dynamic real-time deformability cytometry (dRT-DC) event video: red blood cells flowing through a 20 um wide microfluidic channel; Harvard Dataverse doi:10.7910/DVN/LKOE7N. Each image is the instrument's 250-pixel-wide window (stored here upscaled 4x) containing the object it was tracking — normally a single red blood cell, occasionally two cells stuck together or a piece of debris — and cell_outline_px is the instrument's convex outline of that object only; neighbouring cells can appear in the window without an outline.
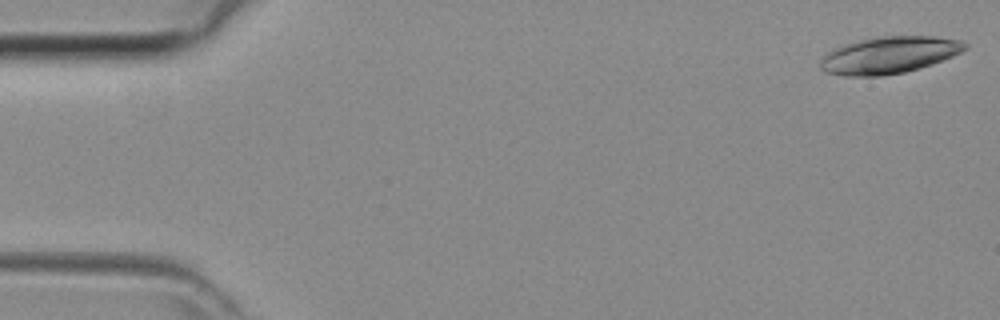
{"species": "common noctule bat (a hibernating species)", "species_latin": "Nyctalus noctula", "temperature_condition": "room temperature", "stored_images_in_passage": 43, "segment_of_instrument_passage": [1, 2], "camera_frame_rate_fps": 3000, "um_per_image_px": 0.085, "animal": {"sex": "female", "body_mass_g": 29.2, "forearm_length_mm": 56.3}, "frame": {"image": 1, "passage_image": 1, "time_ms": 0.0, "image_size_px": [1000, 320], "cell_outline_px": [[968, 48], [952, 56], [932, 64], [920, 68], [904, 72], [880, 76], [844, 76], [824, 72], [820, 68], [820, 60], [832, 48], [844, 44], [860, 40], [880, 36], [932, 36], [960, 40], [968, 44]], "centroid_in_image_um": [75.55, 4.68], "position_along_channel_um": 9.5, "area_um2": 31.15}}
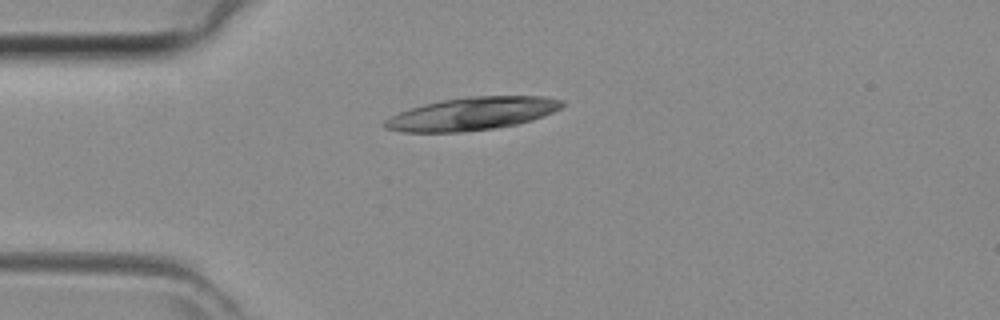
{"frame": {"image": 2, "passage_image": 11, "time_ms": 3.333, "image_size_px": [1000, 320], "cell_outline_px": [[564, 104], [560, 108], [544, 116], [532, 120], [516, 124], [492, 128], [464, 132], [400, 132], [384, 128], [380, 124], [384, 120], [408, 108], [424, 104], [444, 100], [468, 96], [544, 96], [564, 100]], "centroid_in_image_um": [40.1, 9.67], "position_along_channel_um": 44.9, "area_um2": 34.04}}